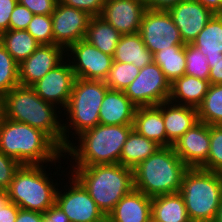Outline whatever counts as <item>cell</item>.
Here are the masks:
<instances>
[{"label":"cell","mask_w":222,"mask_h":222,"mask_svg":"<svg viewBox=\"0 0 222 222\" xmlns=\"http://www.w3.org/2000/svg\"><path fill=\"white\" fill-rule=\"evenodd\" d=\"M0 151L17 160L21 165L54 164L55 174L61 167L64 150L45 132L30 125L3 117L0 124ZM59 170H58V169Z\"/></svg>","instance_id":"6da1fadb"},{"label":"cell","mask_w":222,"mask_h":222,"mask_svg":"<svg viewBox=\"0 0 222 222\" xmlns=\"http://www.w3.org/2000/svg\"><path fill=\"white\" fill-rule=\"evenodd\" d=\"M132 130L133 125L98 124L78 135L75 143L72 140L64 150V156L73 161L72 167L119 163L124 143Z\"/></svg>","instance_id":"7a4b0ae2"},{"label":"cell","mask_w":222,"mask_h":222,"mask_svg":"<svg viewBox=\"0 0 222 222\" xmlns=\"http://www.w3.org/2000/svg\"><path fill=\"white\" fill-rule=\"evenodd\" d=\"M2 101L5 118L42 130L64 150L63 111L56 105L44 101L32 87L23 85L4 94Z\"/></svg>","instance_id":"3957f363"},{"label":"cell","mask_w":222,"mask_h":222,"mask_svg":"<svg viewBox=\"0 0 222 222\" xmlns=\"http://www.w3.org/2000/svg\"><path fill=\"white\" fill-rule=\"evenodd\" d=\"M69 172L84 186L105 216L134 189L133 169L119 163L70 167Z\"/></svg>","instance_id":"277c9868"},{"label":"cell","mask_w":222,"mask_h":222,"mask_svg":"<svg viewBox=\"0 0 222 222\" xmlns=\"http://www.w3.org/2000/svg\"><path fill=\"white\" fill-rule=\"evenodd\" d=\"M188 169L173 146L160 147L133 169L134 189L151 198L178 193Z\"/></svg>","instance_id":"5b68a950"},{"label":"cell","mask_w":222,"mask_h":222,"mask_svg":"<svg viewBox=\"0 0 222 222\" xmlns=\"http://www.w3.org/2000/svg\"><path fill=\"white\" fill-rule=\"evenodd\" d=\"M108 89L102 80L76 78L69 102L62 113L63 116L67 115L63 119L64 150L72 138L99 124V110Z\"/></svg>","instance_id":"8992f818"},{"label":"cell","mask_w":222,"mask_h":222,"mask_svg":"<svg viewBox=\"0 0 222 222\" xmlns=\"http://www.w3.org/2000/svg\"><path fill=\"white\" fill-rule=\"evenodd\" d=\"M179 193L191 222H214L222 201V174L189 168Z\"/></svg>","instance_id":"52a82bcc"},{"label":"cell","mask_w":222,"mask_h":222,"mask_svg":"<svg viewBox=\"0 0 222 222\" xmlns=\"http://www.w3.org/2000/svg\"><path fill=\"white\" fill-rule=\"evenodd\" d=\"M46 166V167H45ZM46 165H21L7 189L9 199L19 208L44 213L56 202L58 185L49 177ZM48 174V175H47Z\"/></svg>","instance_id":"ba28073f"},{"label":"cell","mask_w":222,"mask_h":222,"mask_svg":"<svg viewBox=\"0 0 222 222\" xmlns=\"http://www.w3.org/2000/svg\"><path fill=\"white\" fill-rule=\"evenodd\" d=\"M124 93L136 107L157 106L169 101L171 84L160 67L153 62L140 69Z\"/></svg>","instance_id":"9c48e42d"},{"label":"cell","mask_w":222,"mask_h":222,"mask_svg":"<svg viewBox=\"0 0 222 222\" xmlns=\"http://www.w3.org/2000/svg\"><path fill=\"white\" fill-rule=\"evenodd\" d=\"M67 177L71 179L68 180L71 186L67 182L63 185V190L57 187L56 203L68 216L69 221L106 222V216L97 207L84 186L72 174L67 173Z\"/></svg>","instance_id":"30bf717a"},{"label":"cell","mask_w":222,"mask_h":222,"mask_svg":"<svg viewBox=\"0 0 222 222\" xmlns=\"http://www.w3.org/2000/svg\"><path fill=\"white\" fill-rule=\"evenodd\" d=\"M139 34L153 54L175 45H185L179 29L165 10L146 9L141 19Z\"/></svg>","instance_id":"8fae6325"},{"label":"cell","mask_w":222,"mask_h":222,"mask_svg":"<svg viewBox=\"0 0 222 222\" xmlns=\"http://www.w3.org/2000/svg\"><path fill=\"white\" fill-rule=\"evenodd\" d=\"M76 78L105 81L113 56L103 53L86 40H79L66 50Z\"/></svg>","instance_id":"7c38bea8"},{"label":"cell","mask_w":222,"mask_h":222,"mask_svg":"<svg viewBox=\"0 0 222 222\" xmlns=\"http://www.w3.org/2000/svg\"><path fill=\"white\" fill-rule=\"evenodd\" d=\"M75 80L71 63L65 58L31 87L44 101L63 111L69 102Z\"/></svg>","instance_id":"4fadbf2b"},{"label":"cell","mask_w":222,"mask_h":222,"mask_svg":"<svg viewBox=\"0 0 222 222\" xmlns=\"http://www.w3.org/2000/svg\"><path fill=\"white\" fill-rule=\"evenodd\" d=\"M51 17L54 44L67 50L72 44L85 38L92 16L83 10L57 2Z\"/></svg>","instance_id":"5bb4252c"},{"label":"cell","mask_w":222,"mask_h":222,"mask_svg":"<svg viewBox=\"0 0 222 222\" xmlns=\"http://www.w3.org/2000/svg\"><path fill=\"white\" fill-rule=\"evenodd\" d=\"M66 58V50L57 44L40 46L19 64V85L32 86Z\"/></svg>","instance_id":"9a60e30c"},{"label":"cell","mask_w":222,"mask_h":222,"mask_svg":"<svg viewBox=\"0 0 222 222\" xmlns=\"http://www.w3.org/2000/svg\"><path fill=\"white\" fill-rule=\"evenodd\" d=\"M167 12L179 29L184 44H191L214 15L197 0H182Z\"/></svg>","instance_id":"2e32d148"},{"label":"cell","mask_w":222,"mask_h":222,"mask_svg":"<svg viewBox=\"0 0 222 222\" xmlns=\"http://www.w3.org/2000/svg\"><path fill=\"white\" fill-rule=\"evenodd\" d=\"M172 146L188 168H200L209 154L210 125L199 121Z\"/></svg>","instance_id":"e0dca14e"},{"label":"cell","mask_w":222,"mask_h":222,"mask_svg":"<svg viewBox=\"0 0 222 222\" xmlns=\"http://www.w3.org/2000/svg\"><path fill=\"white\" fill-rule=\"evenodd\" d=\"M144 0H106L100 17L122 35L139 33Z\"/></svg>","instance_id":"ac0fdd59"},{"label":"cell","mask_w":222,"mask_h":222,"mask_svg":"<svg viewBox=\"0 0 222 222\" xmlns=\"http://www.w3.org/2000/svg\"><path fill=\"white\" fill-rule=\"evenodd\" d=\"M162 111L166 130V147L172 146L186 131L199 122L197 108L170 101L157 105Z\"/></svg>","instance_id":"d6986e66"},{"label":"cell","mask_w":222,"mask_h":222,"mask_svg":"<svg viewBox=\"0 0 222 222\" xmlns=\"http://www.w3.org/2000/svg\"><path fill=\"white\" fill-rule=\"evenodd\" d=\"M152 198L133 189L106 216V222H150Z\"/></svg>","instance_id":"ffe728a7"},{"label":"cell","mask_w":222,"mask_h":222,"mask_svg":"<svg viewBox=\"0 0 222 222\" xmlns=\"http://www.w3.org/2000/svg\"><path fill=\"white\" fill-rule=\"evenodd\" d=\"M136 109L124 91L108 89L99 110V124L133 125Z\"/></svg>","instance_id":"44dd1931"},{"label":"cell","mask_w":222,"mask_h":222,"mask_svg":"<svg viewBox=\"0 0 222 222\" xmlns=\"http://www.w3.org/2000/svg\"><path fill=\"white\" fill-rule=\"evenodd\" d=\"M210 86L209 80L183 75L171 84L169 101L179 105L198 108Z\"/></svg>","instance_id":"7402d4cb"},{"label":"cell","mask_w":222,"mask_h":222,"mask_svg":"<svg viewBox=\"0 0 222 222\" xmlns=\"http://www.w3.org/2000/svg\"><path fill=\"white\" fill-rule=\"evenodd\" d=\"M133 129L161 147H166V130L162 111L157 106L137 107Z\"/></svg>","instance_id":"603a6c76"},{"label":"cell","mask_w":222,"mask_h":222,"mask_svg":"<svg viewBox=\"0 0 222 222\" xmlns=\"http://www.w3.org/2000/svg\"><path fill=\"white\" fill-rule=\"evenodd\" d=\"M113 61L133 63L137 68L142 69L153 63L154 57L142 41L141 35L136 33L121 36L115 49Z\"/></svg>","instance_id":"cb8c5ba5"},{"label":"cell","mask_w":222,"mask_h":222,"mask_svg":"<svg viewBox=\"0 0 222 222\" xmlns=\"http://www.w3.org/2000/svg\"><path fill=\"white\" fill-rule=\"evenodd\" d=\"M151 218L153 222H191L179 192L153 197Z\"/></svg>","instance_id":"d4e9b609"},{"label":"cell","mask_w":222,"mask_h":222,"mask_svg":"<svg viewBox=\"0 0 222 222\" xmlns=\"http://www.w3.org/2000/svg\"><path fill=\"white\" fill-rule=\"evenodd\" d=\"M122 34L100 16L91 17L84 40L100 51L114 56Z\"/></svg>","instance_id":"484cf974"},{"label":"cell","mask_w":222,"mask_h":222,"mask_svg":"<svg viewBox=\"0 0 222 222\" xmlns=\"http://www.w3.org/2000/svg\"><path fill=\"white\" fill-rule=\"evenodd\" d=\"M191 44L198 48L207 60L222 57V14H214Z\"/></svg>","instance_id":"4316f807"},{"label":"cell","mask_w":222,"mask_h":222,"mask_svg":"<svg viewBox=\"0 0 222 222\" xmlns=\"http://www.w3.org/2000/svg\"><path fill=\"white\" fill-rule=\"evenodd\" d=\"M160 147L156 142L147 139L133 129L124 143L119 164L134 169Z\"/></svg>","instance_id":"83f0119b"},{"label":"cell","mask_w":222,"mask_h":222,"mask_svg":"<svg viewBox=\"0 0 222 222\" xmlns=\"http://www.w3.org/2000/svg\"><path fill=\"white\" fill-rule=\"evenodd\" d=\"M0 42L18 64L26 60L40 46L27 30L3 32L0 35Z\"/></svg>","instance_id":"f1b7e54d"},{"label":"cell","mask_w":222,"mask_h":222,"mask_svg":"<svg viewBox=\"0 0 222 222\" xmlns=\"http://www.w3.org/2000/svg\"><path fill=\"white\" fill-rule=\"evenodd\" d=\"M154 62L163 71L166 79L172 84L185 75V45H175L170 49L160 50L153 54Z\"/></svg>","instance_id":"f546056e"},{"label":"cell","mask_w":222,"mask_h":222,"mask_svg":"<svg viewBox=\"0 0 222 222\" xmlns=\"http://www.w3.org/2000/svg\"><path fill=\"white\" fill-rule=\"evenodd\" d=\"M197 110L200 122L208 125H222V84H210Z\"/></svg>","instance_id":"4dcf8cb0"},{"label":"cell","mask_w":222,"mask_h":222,"mask_svg":"<svg viewBox=\"0 0 222 222\" xmlns=\"http://www.w3.org/2000/svg\"><path fill=\"white\" fill-rule=\"evenodd\" d=\"M140 69L133 63H121L113 61L111 69L105 79L109 89L125 91V89L138 76Z\"/></svg>","instance_id":"1f68e13d"},{"label":"cell","mask_w":222,"mask_h":222,"mask_svg":"<svg viewBox=\"0 0 222 222\" xmlns=\"http://www.w3.org/2000/svg\"><path fill=\"white\" fill-rule=\"evenodd\" d=\"M19 64L0 42V96L19 85Z\"/></svg>","instance_id":"d6a6232c"},{"label":"cell","mask_w":222,"mask_h":222,"mask_svg":"<svg viewBox=\"0 0 222 222\" xmlns=\"http://www.w3.org/2000/svg\"><path fill=\"white\" fill-rule=\"evenodd\" d=\"M185 74L199 79L208 80L210 66L207 57L192 44H185Z\"/></svg>","instance_id":"836d02e7"},{"label":"cell","mask_w":222,"mask_h":222,"mask_svg":"<svg viewBox=\"0 0 222 222\" xmlns=\"http://www.w3.org/2000/svg\"><path fill=\"white\" fill-rule=\"evenodd\" d=\"M201 169L222 174V125H210V149Z\"/></svg>","instance_id":"e575fe53"},{"label":"cell","mask_w":222,"mask_h":222,"mask_svg":"<svg viewBox=\"0 0 222 222\" xmlns=\"http://www.w3.org/2000/svg\"><path fill=\"white\" fill-rule=\"evenodd\" d=\"M40 44H54L51 15H33L26 29Z\"/></svg>","instance_id":"d590c367"},{"label":"cell","mask_w":222,"mask_h":222,"mask_svg":"<svg viewBox=\"0 0 222 222\" xmlns=\"http://www.w3.org/2000/svg\"><path fill=\"white\" fill-rule=\"evenodd\" d=\"M21 164L0 151V190H7Z\"/></svg>","instance_id":"8d00e7d4"},{"label":"cell","mask_w":222,"mask_h":222,"mask_svg":"<svg viewBox=\"0 0 222 222\" xmlns=\"http://www.w3.org/2000/svg\"><path fill=\"white\" fill-rule=\"evenodd\" d=\"M33 15L27 7L17 3L10 16L9 30H26Z\"/></svg>","instance_id":"74e56055"},{"label":"cell","mask_w":222,"mask_h":222,"mask_svg":"<svg viewBox=\"0 0 222 222\" xmlns=\"http://www.w3.org/2000/svg\"><path fill=\"white\" fill-rule=\"evenodd\" d=\"M106 0H58L63 5L87 12L90 16H100Z\"/></svg>","instance_id":"f35d334b"},{"label":"cell","mask_w":222,"mask_h":222,"mask_svg":"<svg viewBox=\"0 0 222 222\" xmlns=\"http://www.w3.org/2000/svg\"><path fill=\"white\" fill-rule=\"evenodd\" d=\"M18 4L27 7L34 15H51L58 0H17Z\"/></svg>","instance_id":"ab89813d"},{"label":"cell","mask_w":222,"mask_h":222,"mask_svg":"<svg viewBox=\"0 0 222 222\" xmlns=\"http://www.w3.org/2000/svg\"><path fill=\"white\" fill-rule=\"evenodd\" d=\"M17 0H0V35L9 30V21Z\"/></svg>","instance_id":"60d3db41"},{"label":"cell","mask_w":222,"mask_h":222,"mask_svg":"<svg viewBox=\"0 0 222 222\" xmlns=\"http://www.w3.org/2000/svg\"><path fill=\"white\" fill-rule=\"evenodd\" d=\"M44 222H69L68 216L63 212L61 207L55 202L50 208L43 213Z\"/></svg>","instance_id":"b9f144b4"},{"label":"cell","mask_w":222,"mask_h":222,"mask_svg":"<svg viewBox=\"0 0 222 222\" xmlns=\"http://www.w3.org/2000/svg\"><path fill=\"white\" fill-rule=\"evenodd\" d=\"M210 66L208 80L210 84H222V57L216 60H207Z\"/></svg>","instance_id":"7bdbcfd3"},{"label":"cell","mask_w":222,"mask_h":222,"mask_svg":"<svg viewBox=\"0 0 222 222\" xmlns=\"http://www.w3.org/2000/svg\"><path fill=\"white\" fill-rule=\"evenodd\" d=\"M19 209L15 203L10 201L0 211V222H15Z\"/></svg>","instance_id":"ee69618b"},{"label":"cell","mask_w":222,"mask_h":222,"mask_svg":"<svg viewBox=\"0 0 222 222\" xmlns=\"http://www.w3.org/2000/svg\"><path fill=\"white\" fill-rule=\"evenodd\" d=\"M15 222H44L43 213L20 208Z\"/></svg>","instance_id":"f6af8a7d"},{"label":"cell","mask_w":222,"mask_h":222,"mask_svg":"<svg viewBox=\"0 0 222 222\" xmlns=\"http://www.w3.org/2000/svg\"><path fill=\"white\" fill-rule=\"evenodd\" d=\"M182 0H144L146 9L151 10H165L173 7Z\"/></svg>","instance_id":"bcb514c9"},{"label":"cell","mask_w":222,"mask_h":222,"mask_svg":"<svg viewBox=\"0 0 222 222\" xmlns=\"http://www.w3.org/2000/svg\"><path fill=\"white\" fill-rule=\"evenodd\" d=\"M213 14H222V0H197Z\"/></svg>","instance_id":"7dc6e473"},{"label":"cell","mask_w":222,"mask_h":222,"mask_svg":"<svg viewBox=\"0 0 222 222\" xmlns=\"http://www.w3.org/2000/svg\"><path fill=\"white\" fill-rule=\"evenodd\" d=\"M10 202L7 190H0V211Z\"/></svg>","instance_id":"c3c4849f"},{"label":"cell","mask_w":222,"mask_h":222,"mask_svg":"<svg viewBox=\"0 0 222 222\" xmlns=\"http://www.w3.org/2000/svg\"><path fill=\"white\" fill-rule=\"evenodd\" d=\"M214 222H222V201H221L220 207L217 211V215H216Z\"/></svg>","instance_id":"681fc988"},{"label":"cell","mask_w":222,"mask_h":222,"mask_svg":"<svg viewBox=\"0 0 222 222\" xmlns=\"http://www.w3.org/2000/svg\"><path fill=\"white\" fill-rule=\"evenodd\" d=\"M3 117H4L3 101H2V97L0 96V124L2 122Z\"/></svg>","instance_id":"f907efd6"}]
</instances>
